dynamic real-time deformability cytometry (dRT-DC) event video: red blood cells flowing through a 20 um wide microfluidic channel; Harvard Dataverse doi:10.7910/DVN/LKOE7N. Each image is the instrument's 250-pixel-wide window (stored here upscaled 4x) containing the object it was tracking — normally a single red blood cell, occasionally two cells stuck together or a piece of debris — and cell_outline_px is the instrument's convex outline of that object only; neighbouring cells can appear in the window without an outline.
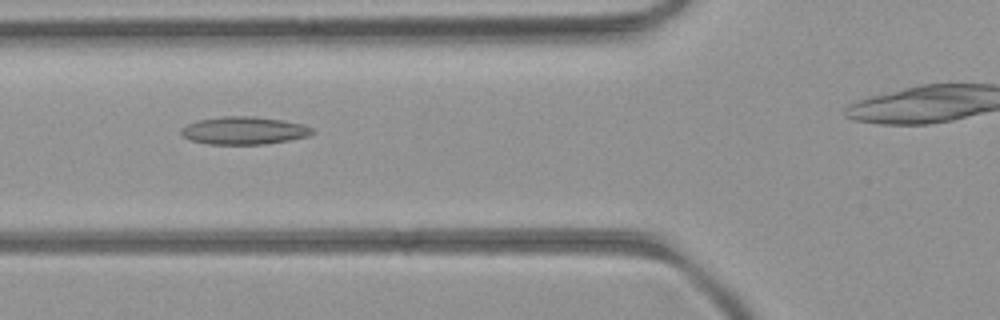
{"species": "common noctule bat (a hibernating species)", "species_latin": "Nyctalus noctula", "temperature_condition": "room temperature", "stored_images_in_passage": 30, "camera_frame_rate_fps": 3000, "um_per_image_px": 0.085, "animal": {"sex": "female", "body_mass_g": 21.9}, "frame": {"image": 1, "passage_image": 7, "time_ms": 2.0, "image_size_px": [1000, 320], "cell_outline_px": [[312, 132], [308, 136], [288, 140], [264, 144], [208, 144], [192, 140], [184, 136], [180, 132], [180, 128], [188, 124], [200, 120], [224, 116], [252, 116], [284, 120], [304, 124], [312, 128]], "centroid_in_image_um": [20.74, 11.09], "position_along_channel_um": 105.1, "area_um2": 20.98}}
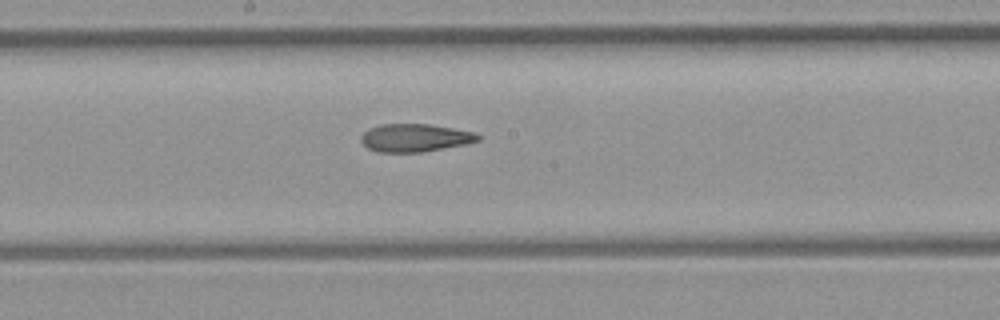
{"frame": {"image": 2, "passage_image": 15, "time_ms": 4.667, "image_size_px": [1000, 320], "cell_outline_px": [[480, 140], [464, 144], [444, 148], [420, 152], [376, 152], [368, 148], [360, 140], [360, 136], [368, 128], [380, 124], [428, 124], [476, 132], [480, 136]], "centroid_in_image_um": [35.24, 11.71], "position_along_channel_um": 213.0, "area_um2": 19.02}}
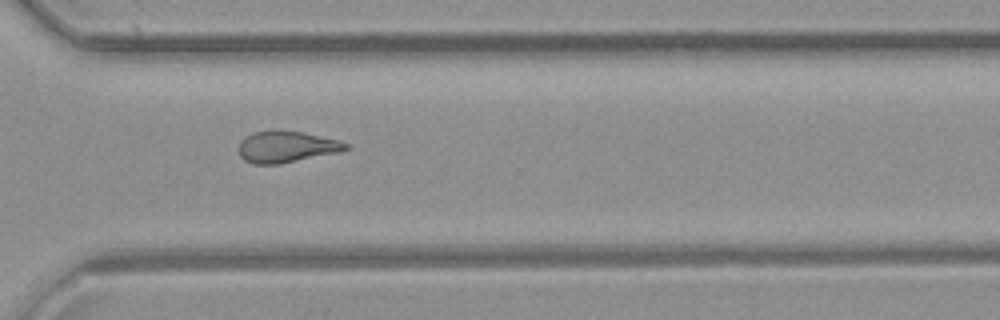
{"frame": {"image": 3, "passage_image": 25, "time_ms": 8.0, "image_size_px": [1000, 320], "cell_outline_px": [[352, 148], [340, 152], [280, 164], [252, 164], [244, 160], [240, 156], [240, 140], [252, 132], [304, 132], [340, 140], [352, 144]], "centroid_in_image_um": [24.43, 12.5], "position_along_channel_um": 346.2, "area_um2": 19.54}}